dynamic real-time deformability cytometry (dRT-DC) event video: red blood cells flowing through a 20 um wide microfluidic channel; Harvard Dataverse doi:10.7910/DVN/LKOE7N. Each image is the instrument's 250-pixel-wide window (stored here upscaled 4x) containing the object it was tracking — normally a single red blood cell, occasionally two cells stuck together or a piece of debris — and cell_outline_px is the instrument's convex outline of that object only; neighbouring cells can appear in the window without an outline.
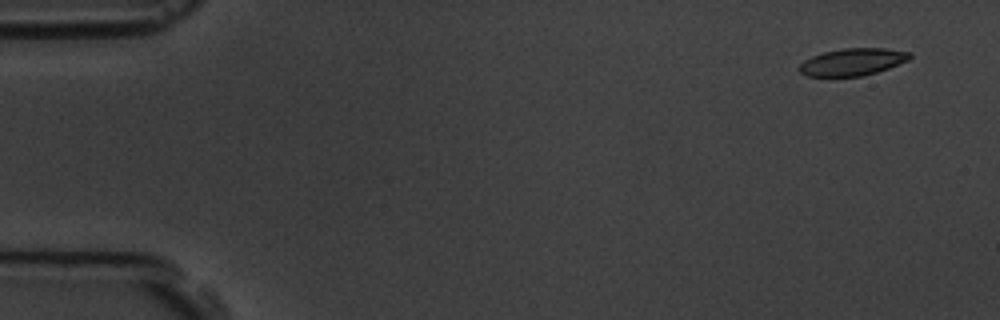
{"species": "common noctule bat (a hibernating species)", "species_latin": "Nyctalus noctula", "temperature_condition": "room temperature", "stored_images_in_passage": 6, "camera_frame_rate_fps": 3000, "um_per_image_px": 0.085, "animal": {"sex": "male", "body_mass_g": 19.5, "forearm_length_mm": 54.6}, "frame": {"image": 1, "passage_image": 1, "time_ms": 0.0, "image_size_px": [1000, 320], "cell_outline_px": [[912, 56], [908, 60], [888, 68], [876, 72], [860, 76], [808, 76], [800, 72], [796, 68], [804, 60], [812, 56], [824, 52], [844, 48], [884, 48], [912, 52]], "centroid_in_image_um": [72.46, 5.26], "position_along_channel_um": 12.5, "area_um2": 17.46}}
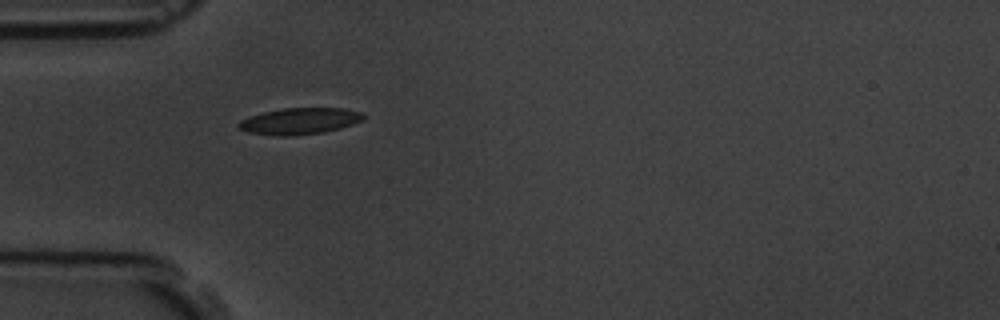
{"frame": {"image": 2, "passage_image": 5, "time_ms": 4.667, "image_size_px": [1000, 320], "cell_outline_px": [[364, 120], [340, 128], [324, 132], [292, 136], [276, 136], [248, 132], [240, 128], [236, 124], [240, 120], [248, 116], [264, 112], [284, 108], [344, 108], [360, 112], [364, 116]], "centroid_in_image_um": [25.45, 10.29], "position_along_channel_um": 59.6, "area_um2": 19.25}}